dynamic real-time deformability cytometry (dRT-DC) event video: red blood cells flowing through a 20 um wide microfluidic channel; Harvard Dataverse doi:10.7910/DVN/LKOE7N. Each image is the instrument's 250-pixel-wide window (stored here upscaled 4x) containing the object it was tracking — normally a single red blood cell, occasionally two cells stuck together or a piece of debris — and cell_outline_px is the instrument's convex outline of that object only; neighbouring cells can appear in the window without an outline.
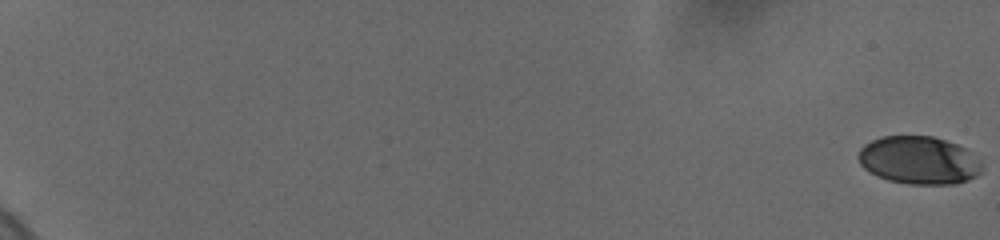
{"species": "human", "species_latin": "Homo sapiens", "temperature_condition": "cold", "stored_images_in_passage": 61, "camera_frame_rate_fps": 3000, "um_per_image_px": 0.085, "donor": {"sex": "female"}, "frame": {"image": 1, "passage_image": 1, "time_ms": 0.0, "image_size_px": [1000, 240], "cell_outline_px": [[984, 164], [980, 172], [976, 176], [968, 180], [956, 184], [908, 184], [888, 180], [876, 176], [864, 168], [860, 164], [860, 148], [864, 144], [880, 136], [932, 136], [956, 144], [972, 152]], "centroid_in_image_um": [78.13, 13.63], "position_along_channel_um": 6.9, "area_um2": 34.62}}
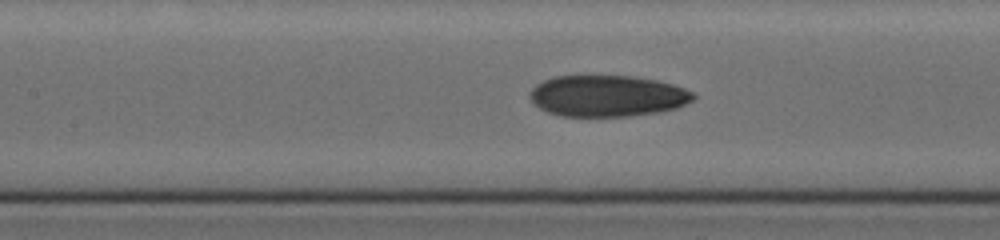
{"frame": {"image": 2, "passage_image": 33, "time_ms": 10.667, "image_size_px": [1000, 240], "cell_outline_px": [[696, 96], [692, 100], [676, 108], [660, 112], [628, 116], [560, 116], [548, 112], [540, 108], [528, 96], [528, 92], [536, 84], [544, 80], [556, 76], [632, 76], [656, 80], [672, 84], [684, 88], [692, 92]], "centroid_in_image_um": [51.61, 8.15], "position_along_channel_um": 155.8, "area_um2": 39.3}}
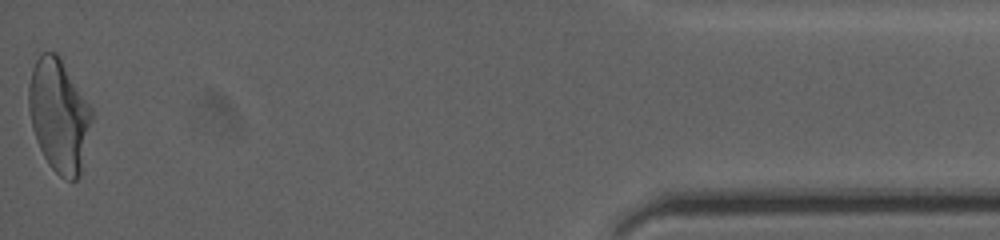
{"frame": {"image": 3, "passage_image": 61, "time_ms": 20.0, "image_size_px": [1000, 240], "cell_outline_px": [[92, 120], [80, 176], [76, 180], [68, 180], [60, 176], [48, 164], [36, 140], [32, 128], [28, 108], [28, 84], [32, 68], [40, 52], [56, 52], [60, 56], [92, 108]], "centroid_in_image_um": [5.0, 9.79], "position_along_channel_um": 430.2, "area_um2": 41.67}, "authors_computed_cell_mechanics": {"area_um2": 38.6682, "velocity_mm_per_s": 3.6702, "shape_relaxation_time_tau1_ms": 5.9835, "shape_relaxation_time_tau2_ms": 2.1393, "deformation_change_tau1": 0.18, "deformation_change_tau2": 0.0777}}